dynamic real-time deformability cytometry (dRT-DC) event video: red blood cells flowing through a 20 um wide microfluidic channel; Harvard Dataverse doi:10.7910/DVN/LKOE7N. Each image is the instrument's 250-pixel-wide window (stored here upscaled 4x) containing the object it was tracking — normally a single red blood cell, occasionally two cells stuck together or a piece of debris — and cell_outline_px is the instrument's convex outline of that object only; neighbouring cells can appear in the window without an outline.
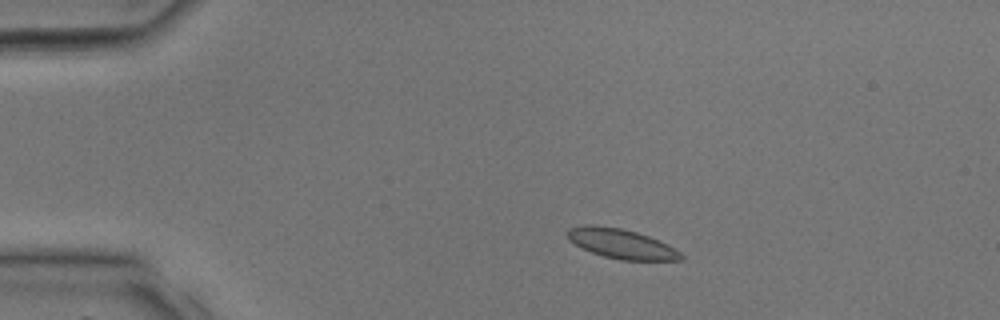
{"species": "common noctule bat (a hibernating species)", "species_latin": "Nyctalus noctula", "temperature_condition": "room temperature", "stored_images_in_passage": 3, "camera_frame_rate_fps": 3000, "um_per_image_px": 0.085, "animal": {"sex": "male", "body_mass_g": 17.9, "forearm_length_mm": 54.2}, "frame": {"image": 1, "passage_image": 1, "time_ms": 0.0, "image_size_px": [1000, 320], "cell_outline_px": [[684, 260], [620, 260], [604, 256], [592, 252], [568, 240], [568, 228], [584, 224], [592, 224], [620, 228], [636, 232], [648, 236], [668, 244], [680, 252], [684, 256]], "centroid_in_image_um": [52.83, 20.71], "position_along_channel_um": 32.2, "area_um2": 19.54}}